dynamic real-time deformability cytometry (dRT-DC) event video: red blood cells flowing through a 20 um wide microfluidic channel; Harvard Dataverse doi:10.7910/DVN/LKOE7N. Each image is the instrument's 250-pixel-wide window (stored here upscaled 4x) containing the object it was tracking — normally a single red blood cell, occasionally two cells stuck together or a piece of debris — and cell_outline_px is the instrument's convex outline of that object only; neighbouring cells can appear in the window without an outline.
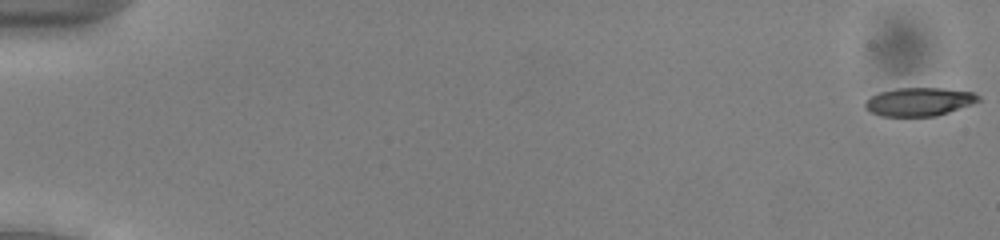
{"species": "common noctule bat (a hibernating species)", "species_latin": "Nyctalus noctula", "temperature_condition": "cold", "stored_images_in_passage": 53, "camera_frame_rate_fps": 3000, "um_per_image_px": 0.085, "animal": {"sex": "male", "body_mass_g": 13.0, "forearm_length_mm": 53.1}, "frame": {"image": 1, "passage_image": 1, "time_ms": 0.0, "image_size_px": [1000, 240], "cell_outline_px": [[980, 100], [948, 112], [936, 116], [880, 116], [868, 112], [864, 108], [864, 104], [872, 96], [880, 92], [896, 88], [944, 88], [972, 92], [980, 96]], "centroid_in_image_um": [78.08, 8.65], "position_along_channel_um": 6.9, "area_um2": 18.61}}
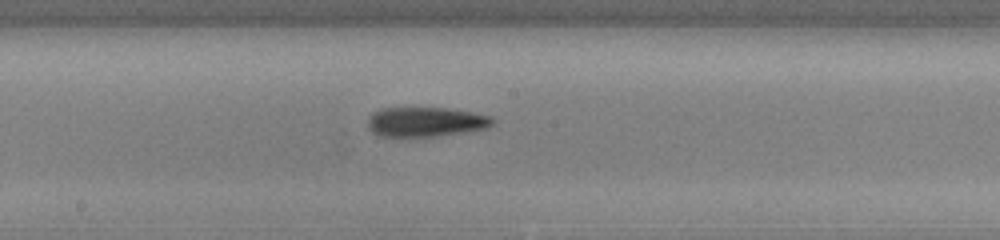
{"frame": {"image": 2, "passage_image": 30, "time_ms": 9.667, "image_size_px": [1000, 240], "cell_outline_px": [[496, 120], [488, 128], [472, 132], [436, 136], [380, 136], [372, 132], [368, 128], [368, 116], [372, 112], [380, 108], [448, 108], [472, 112], [492, 116]], "centroid_in_image_um": [36.22, 10.36], "position_along_channel_um": 212.0, "area_um2": 21.91}}
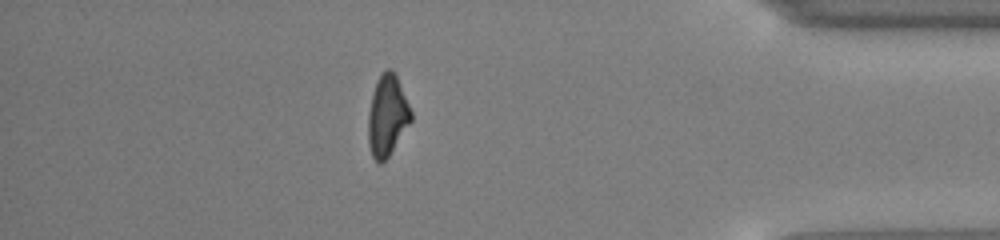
{"frame": {"image": 3, "passage_image": 47, "time_ms": 15.333, "image_size_px": [1000, 240], "cell_outline_px": [[412, 120], [388, 156], [380, 164], [372, 156], [368, 144], [368, 112], [372, 92], [376, 80], [388, 68], [392, 68], [396, 72], [412, 112]], "centroid_in_image_um": [32.91, 9.78], "position_along_channel_um": 402.3, "area_um2": 20.29}, "authors_computed_cell_mechanics": {"area_um2": 20.519, "velocity_mm_per_s": 3.9549, "shape_relaxation_time_tau1_ms": 5.6398, "shape_relaxation_time_tau2_ms": null, "deformation_change_tau1": 0.1716, "deformation_change_tau2": null}}